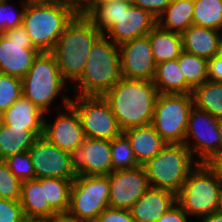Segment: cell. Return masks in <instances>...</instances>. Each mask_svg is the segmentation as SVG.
Returning a JSON list of instances; mask_svg holds the SVG:
<instances>
[{
  "instance_id": "cell-1",
  "label": "cell",
  "mask_w": 222,
  "mask_h": 222,
  "mask_svg": "<svg viewBox=\"0 0 222 222\" xmlns=\"http://www.w3.org/2000/svg\"><path fill=\"white\" fill-rule=\"evenodd\" d=\"M158 95L153 81L122 77L103 97L124 131L152 123Z\"/></svg>"
},
{
  "instance_id": "cell-2",
  "label": "cell",
  "mask_w": 222,
  "mask_h": 222,
  "mask_svg": "<svg viewBox=\"0 0 222 222\" xmlns=\"http://www.w3.org/2000/svg\"><path fill=\"white\" fill-rule=\"evenodd\" d=\"M87 17L102 34L118 45L147 35L157 25L154 16L134 6L131 0L99 3Z\"/></svg>"
},
{
  "instance_id": "cell-3",
  "label": "cell",
  "mask_w": 222,
  "mask_h": 222,
  "mask_svg": "<svg viewBox=\"0 0 222 222\" xmlns=\"http://www.w3.org/2000/svg\"><path fill=\"white\" fill-rule=\"evenodd\" d=\"M101 35L93 22L82 13H78L65 27L51 53L66 82H76L81 77L92 45Z\"/></svg>"
},
{
  "instance_id": "cell-4",
  "label": "cell",
  "mask_w": 222,
  "mask_h": 222,
  "mask_svg": "<svg viewBox=\"0 0 222 222\" xmlns=\"http://www.w3.org/2000/svg\"><path fill=\"white\" fill-rule=\"evenodd\" d=\"M121 78L119 45L102 34L92 45L84 71L71 91L80 96H103Z\"/></svg>"
},
{
  "instance_id": "cell-5",
  "label": "cell",
  "mask_w": 222,
  "mask_h": 222,
  "mask_svg": "<svg viewBox=\"0 0 222 222\" xmlns=\"http://www.w3.org/2000/svg\"><path fill=\"white\" fill-rule=\"evenodd\" d=\"M79 12L69 2H28L22 26L27 31L33 47L40 53L52 52L65 27Z\"/></svg>"
},
{
  "instance_id": "cell-6",
  "label": "cell",
  "mask_w": 222,
  "mask_h": 222,
  "mask_svg": "<svg viewBox=\"0 0 222 222\" xmlns=\"http://www.w3.org/2000/svg\"><path fill=\"white\" fill-rule=\"evenodd\" d=\"M67 87L51 52L39 53L29 72L22 78V96L29 99L45 116L50 112V105L60 92L63 106L70 105L71 97L62 92H68Z\"/></svg>"
},
{
  "instance_id": "cell-7",
  "label": "cell",
  "mask_w": 222,
  "mask_h": 222,
  "mask_svg": "<svg viewBox=\"0 0 222 222\" xmlns=\"http://www.w3.org/2000/svg\"><path fill=\"white\" fill-rule=\"evenodd\" d=\"M196 165L197 159H194L184 143H168L142 166L150 187L168 190L177 195Z\"/></svg>"
},
{
  "instance_id": "cell-8",
  "label": "cell",
  "mask_w": 222,
  "mask_h": 222,
  "mask_svg": "<svg viewBox=\"0 0 222 222\" xmlns=\"http://www.w3.org/2000/svg\"><path fill=\"white\" fill-rule=\"evenodd\" d=\"M221 187L216 169L211 164L198 163L176 195V203L189 217L202 218L218 211Z\"/></svg>"
},
{
  "instance_id": "cell-9",
  "label": "cell",
  "mask_w": 222,
  "mask_h": 222,
  "mask_svg": "<svg viewBox=\"0 0 222 222\" xmlns=\"http://www.w3.org/2000/svg\"><path fill=\"white\" fill-rule=\"evenodd\" d=\"M193 106L192 94L159 93L151 124L167 144L184 143Z\"/></svg>"
},
{
  "instance_id": "cell-10",
  "label": "cell",
  "mask_w": 222,
  "mask_h": 222,
  "mask_svg": "<svg viewBox=\"0 0 222 222\" xmlns=\"http://www.w3.org/2000/svg\"><path fill=\"white\" fill-rule=\"evenodd\" d=\"M109 190L108 175H77L71 185L68 212L79 222H95L109 207Z\"/></svg>"
},
{
  "instance_id": "cell-11",
  "label": "cell",
  "mask_w": 222,
  "mask_h": 222,
  "mask_svg": "<svg viewBox=\"0 0 222 222\" xmlns=\"http://www.w3.org/2000/svg\"><path fill=\"white\" fill-rule=\"evenodd\" d=\"M74 95L76 97L71 98L70 105L80 118L85 137L111 141L123 132L103 96Z\"/></svg>"
},
{
  "instance_id": "cell-12",
  "label": "cell",
  "mask_w": 222,
  "mask_h": 222,
  "mask_svg": "<svg viewBox=\"0 0 222 222\" xmlns=\"http://www.w3.org/2000/svg\"><path fill=\"white\" fill-rule=\"evenodd\" d=\"M219 118L193 106L188 117L184 144L198 163L212 164L219 157ZM194 139V141H190Z\"/></svg>"
},
{
  "instance_id": "cell-13",
  "label": "cell",
  "mask_w": 222,
  "mask_h": 222,
  "mask_svg": "<svg viewBox=\"0 0 222 222\" xmlns=\"http://www.w3.org/2000/svg\"><path fill=\"white\" fill-rule=\"evenodd\" d=\"M40 52L20 25L0 35V73L22 79Z\"/></svg>"
},
{
  "instance_id": "cell-14",
  "label": "cell",
  "mask_w": 222,
  "mask_h": 222,
  "mask_svg": "<svg viewBox=\"0 0 222 222\" xmlns=\"http://www.w3.org/2000/svg\"><path fill=\"white\" fill-rule=\"evenodd\" d=\"M28 153L34 166L36 179L53 177L74 180L77 177L75 156L58 148L44 135L34 140Z\"/></svg>"
},
{
  "instance_id": "cell-15",
  "label": "cell",
  "mask_w": 222,
  "mask_h": 222,
  "mask_svg": "<svg viewBox=\"0 0 222 222\" xmlns=\"http://www.w3.org/2000/svg\"><path fill=\"white\" fill-rule=\"evenodd\" d=\"M108 176L110 208L130 210L150 188L143 166L112 171Z\"/></svg>"
},
{
  "instance_id": "cell-16",
  "label": "cell",
  "mask_w": 222,
  "mask_h": 222,
  "mask_svg": "<svg viewBox=\"0 0 222 222\" xmlns=\"http://www.w3.org/2000/svg\"><path fill=\"white\" fill-rule=\"evenodd\" d=\"M119 52L123 78L153 81L157 65L148 35L121 43Z\"/></svg>"
},
{
  "instance_id": "cell-17",
  "label": "cell",
  "mask_w": 222,
  "mask_h": 222,
  "mask_svg": "<svg viewBox=\"0 0 222 222\" xmlns=\"http://www.w3.org/2000/svg\"><path fill=\"white\" fill-rule=\"evenodd\" d=\"M65 109L66 113L60 111L54 123H47L44 118L43 135L61 150L75 156L86 137L75 109L71 105Z\"/></svg>"
},
{
  "instance_id": "cell-18",
  "label": "cell",
  "mask_w": 222,
  "mask_h": 222,
  "mask_svg": "<svg viewBox=\"0 0 222 222\" xmlns=\"http://www.w3.org/2000/svg\"><path fill=\"white\" fill-rule=\"evenodd\" d=\"M77 175H109L113 171L111 141L86 137L75 155Z\"/></svg>"
},
{
  "instance_id": "cell-19",
  "label": "cell",
  "mask_w": 222,
  "mask_h": 222,
  "mask_svg": "<svg viewBox=\"0 0 222 222\" xmlns=\"http://www.w3.org/2000/svg\"><path fill=\"white\" fill-rule=\"evenodd\" d=\"M176 204V195L168 190L150 187L130 209L135 222H156Z\"/></svg>"
},
{
  "instance_id": "cell-20",
  "label": "cell",
  "mask_w": 222,
  "mask_h": 222,
  "mask_svg": "<svg viewBox=\"0 0 222 222\" xmlns=\"http://www.w3.org/2000/svg\"><path fill=\"white\" fill-rule=\"evenodd\" d=\"M45 114L29 99L21 96L1 115V122L8 126L26 128L36 137L44 133Z\"/></svg>"
},
{
  "instance_id": "cell-21",
  "label": "cell",
  "mask_w": 222,
  "mask_h": 222,
  "mask_svg": "<svg viewBox=\"0 0 222 222\" xmlns=\"http://www.w3.org/2000/svg\"><path fill=\"white\" fill-rule=\"evenodd\" d=\"M219 30L191 25L182 36L183 51L209 60L220 54Z\"/></svg>"
},
{
  "instance_id": "cell-22",
  "label": "cell",
  "mask_w": 222,
  "mask_h": 222,
  "mask_svg": "<svg viewBox=\"0 0 222 222\" xmlns=\"http://www.w3.org/2000/svg\"><path fill=\"white\" fill-rule=\"evenodd\" d=\"M130 141L134 156L140 166L151 160L167 144L152 124L132 127L123 131Z\"/></svg>"
},
{
  "instance_id": "cell-23",
  "label": "cell",
  "mask_w": 222,
  "mask_h": 222,
  "mask_svg": "<svg viewBox=\"0 0 222 222\" xmlns=\"http://www.w3.org/2000/svg\"><path fill=\"white\" fill-rule=\"evenodd\" d=\"M20 204L27 220H43L55 212L45 202L44 186L37 179L21 184Z\"/></svg>"
},
{
  "instance_id": "cell-24",
  "label": "cell",
  "mask_w": 222,
  "mask_h": 222,
  "mask_svg": "<svg viewBox=\"0 0 222 222\" xmlns=\"http://www.w3.org/2000/svg\"><path fill=\"white\" fill-rule=\"evenodd\" d=\"M147 35L156 65L179 58L183 51L180 33L167 31L156 25Z\"/></svg>"
},
{
  "instance_id": "cell-25",
  "label": "cell",
  "mask_w": 222,
  "mask_h": 222,
  "mask_svg": "<svg viewBox=\"0 0 222 222\" xmlns=\"http://www.w3.org/2000/svg\"><path fill=\"white\" fill-rule=\"evenodd\" d=\"M153 83L159 93L192 94V89L186 84L177 59L158 64Z\"/></svg>"
},
{
  "instance_id": "cell-26",
  "label": "cell",
  "mask_w": 222,
  "mask_h": 222,
  "mask_svg": "<svg viewBox=\"0 0 222 222\" xmlns=\"http://www.w3.org/2000/svg\"><path fill=\"white\" fill-rule=\"evenodd\" d=\"M193 11V0H172L157 18V25L164 30L182 34L193 25Z\"/></svg>"
},
{
  "instance_id": "cell-27",
  "label": "cell",
  "mask_w": 222,
  "mask_h": 222,
  "mask_svg": "<svg viewBox=\"0 0 222 222\" xmlns=\"http://www.w3.org/2000/svg\"><path fill=\"white\" fill-rule=\"evenodd\" d=\"M37 137L26 128L8 126L0 124V160L22 153L28 152Z\"/></svg>"
},
{
  "instance_id": "cell-28",
  "label": "cell",
  "mask_w": 222,
  "mask_h": 222,
  "mask_svg": "<svg viewBox=\"0 0 222 222\" xmlns=\"http://www.w3.org/2000/svg\"><path fill=\"white\" fill-rule=\"evenodd\" d=\"M44 186L45 202L55 213L68 212L70 206V191L73 180L60 178H38Z\"/></svg>"
},
{
  "instance_id": "cell-29",
  "label": "cell",
  "mask_w": 222,
  "mask_h": 222,
  "mask_svg": "<svg viewBox=\"0 0 222 222\" xmlns=\"http://www.w3.org/2000/svg\"><path fill=\"white\" fill-rule=\"evenodd\" d=\"M193 104L216 118H222V83L205 81L192 90Z\"/></svg>"
},
{
  "instance_id": "cell-30",
  "label": "cell",
  "mask_w": 222,
  "mask_h": 222,
  "mask_svg": "<svg viewBox=\"0 0 222 222\" xmlns=\"http://www.w3.org/2000/svg\"><path fill=\"white\" fill-rule=\"evenodd\" d=\"M177 60L186 84L192 90L208 80L207 59L182 51Z\"/></svg>"
},
{
  "instance_id": "cell-31",
  "label": "cell",
  "mask_w": 222,
  "mask_h": 222,
  "mask_svg": "<svg viewBox=\"0 0 222 222\" xmlns=\"http://www.w3.org/2000/svg\"><path fill=\"white\" fill-rule=\"evenodd\" d=\"M193 25L222 30V0H193Z\"/></svg>"
},
{
  "instance_id": "cell-32",
  "label": "cell",
  "mask_w": 222,
  "mask_h": 222,
  "mask_svg": "<svg viewBox=\"0 0 222 222\" xmlns=\"http://www.w3.org/2000/svg\"><path fill=\"white\" fill-rule=\"evenodd\" d=\"M111 159L113 171L140 166L134 156L130 141L123 132L111 140Z\"/></svg>"
},
{
  "instance_id": "cell-33",
  "label": "cell",
  "mask_w": 222,
  "mask_h": 222,
  "mask_svg": "<svg viewBox=\"0 0 222 222\" xmlns=\"http://www.w3.org/2000/svg\"><path fill=\"white\" fill-rule=\"evenodd\" d=\"M22 96V79L0 73V115Z\"/></svg>"
},
{
  "instance_id": "cell-34",
  "label": "cell",
  "mask_w": 222,
  "mask_h": 222,
  "mask_svg": "<svg viewBox=\"0 0 222 222\" xmlns=\"http://www.w3.org/2000/svg\"><path fill=\"white\" fill-rule=\"evenodd\" d=\"M22 181L9 169L4 160H0V198L20 200Z\"/></svg>"
},
{
  "instance_id": "cell-35",
  "label": "cell",
  "mask_w": 222,
  "mask_h": 222,
  "mask_svg": "<svg viewBox=\"0 0 222 222\" xmlns=\"http://www.w3.org/2000/svg\"><path fill=\"white\" fill-rule=\"evenodd\" d=\"M10 171L22 182L36 179V173L28 152L14 154L4 160Z\"/></svg>"
},
{
  "instance_id": "cell-36",
  "label": "cell",
  "mask_w": 222,
  "mask_h": 222,
  "mask_svg": "<svg viewBox=\"0 0 222 222\" xmlns=\"http://www.w3.org/2000/svg\"><path fill=\"white\" fill-rule=\"evenodd\" d=\"M27 1H22V8L18 12L10 6L8 0H0V34L6 30L22 25L23 14L26 8ZM13 14V15H12Z\"/></svg>"
},
{
  "instance_id": "cell-37",
  "label": "cell",
  "mask_w": 222,
  "mask_h": 222,
  "mask_svg": "<svg viewBox=\"0 0 222 222\" xmlns=\"http://www.w3.org/2000/svg\"><path fill=\"white\" fill-rule=\"evenodd\" d=\"M26 220L19 200L0 198V222H24Z\"/></svg>"
},
{
  "instance_id": "cell-38",
  "label": "cell",
  "mask_w": 222,
  "mask_h": 222,
  "mask_svg": "<svg viewBox=\"0 0 222 222\" xmlns=\"http://www.w3.org/2000/svg\"><path fill=\"white\" fill-rule=\"evenodd\" d=\"M95 222H135L130 210L106 208L103 210Z\"/></svg>"
},
{
  "instance_id": "cell-39",
  "label": "cell",
  "mask_w": 222,
  "mask_h": 222,
  "mask_svg": "<svg viewBox=\"0 0 222 222\" xmlns=\"http://www.w3.org/2000/svg\"><path fill=\"white\" fill-rule=\"evenodd\" d=\"M134 6L148 11L156 19L166 10L172 0H131Z\"/></svg>"
},
{
  "instance_id": "cell-40",
  "label": "cell",
  "mask_w": 222,
  "mask_h": 222,
  "mask_svg": "<svg viewBox=\"0 0 222 222\" xmlns=\"http://www.w3.org/2000/svg\"><path fill=\"white\" fill-rule=\"evenodd\" d=\"M156 222H188L187 213L176 203Z\"/></svg>"
},
{
  "instance_id": "cell-41",
  "label": "cell",
  "mask_w": 222,
  "mask_h": 222,
  "mask_svg": "<svg viewBox=\"0 0 222 222\" xmlns=\"http://www.w3.org/2000/svg\"><path fill=\"white\" fill-rule=\"evenodd\" d=\"M208 80L222 83V55L218 54L208 60Z\"/></svg>"
},
{
  "instance_id": "cell-42",
  "label": "cell",
  "mask_w": 222,
  "mask_h": 222,
  "mask_svg": "<svg viewBox=\"0 0 222 222\" xmlns=\"http://www.w3.org/2000/svg\"><path fill=\"white\" fill-rule=\"evenodd\" d=\"M41 222H79V221L69 212H64V213H54L50 217L41 220Z\"/></svg>"
},
{
  "instance_id": "cell-43",
  "label": "cell",
  "mask_w": 222,
  "mask_h": 222,
  "mask_svg": "<svg viewBox=\"0 0 222 222\" xmlns=\"http://www.w3.org/2000/svg\"><path fill=\"white\" fill-rule=\"evenodd\" d=\"M199 219L200 222H222V212L218 210Z\"/></svg>"
},
{
  "instance_id": "cell-44",
  "label": "cell",
  "mask_w": 222,
  "mask_h": 222,
  "mask_svg": "<svg viewBox=\"0 0 222 222\" xmlns=\"http://www.w3.org/2000/svg\"><path fill=\"white\" fill-rule=\"evenodd\" d=\"M93 0H68V2L81 13Z\"/></svg>"
},
{
  "instance_id": "cell-45",
  "label": "cell",
  "mask_w": 222,
  "mask_h": 222,
  "mask_svg": "<svg viewBox=\"0 0 222 222\" xmlns=\"http://www.w3.org/2000/svg\"><path fill=\"white\" fill-rule=\"evenodd\" d=\"M117 0H93L81 13L88 15L99 3H108Z\"/></svg>"
},
{
  "instance_id": "cell-46",
  "label": "cell",
  "mask_w": 222,
  "mask_h": 222,
  "mask_svg": "<svg viewBox=\"0 0 222 222\" xmlns=\"http://www.w3.org/2000/svg\"><path fill=\"white\" fill-rule=\"evenodd\" d=\"M211 165L216 169L222 180V155H220Z\"/></svg>"
},
{
  "instance_id": "cell-47",
  "label": "cell",
  "mask_w": 222,
  "mask_h": 222,
  "mask_svg": "<svg viewBox=\"0 0 222 222\" xmlns=\"http://www.w3.org/2000/svg\"><path fill=\"white\" fill-rule=\"evenodd\" d=\"M218 130H219V138H220V142H219V156H220L222 155V118L219 119Z\"/></svg>"
},
{
  "instance_id": "cell-48",
  "label": "cell",
  "mask_w": 222,
  "mask_h": 222,
  "mask_svg": "<svg viewBox=\"0 0 222 222\" xmlns=\"http://www.w3.org/2000/svg\"><path fill=\"white\" fill-rule=\"evenodd\" d=\"M28 2L34 3H58V2H68V0H26Z\"/></svg>"
},
{
  "instance_id": "cell-49",
  "label": "cell",
  "mask_w": 222,
  "mask_h": 222,
  "mask_svg": "<svg viewBox=\"0 0 222 222\" xmlns=\"http://www.w3.org/2000/svg\"><path fill=\"white\" fill-rule=\"evenodd\" d=\"M218 210L222 212V187H221V190H220L219 208H218Z\"/></svg>"
},
{
  "instance_id": "cell-50",
  "label": "cell",
  "mask_w": 222,
  "mask_h": 222,
  "mask_svg": "<svg viewBox=\"0 0 222 222\" xmlns=\"http://www.w3.org/2000/svg\"><path fill=\"white\" fill-rule=\"evenodd\" d=\"M220 54L222 55V36H221V40H220Z\"/></svg>"
},
{
  "instance_id": "cell-51",
  "label": "cell",
  "mask_w": 222,
  "mask_h": 222,
  "mask_svg": "<svg viewBox=\"0 0 222 222\" xmlns=\"http://www.w3.org/2000/svg\"><path fill=\"white\" fill-rule=\"evenodd\" d=\"M24 222H41L40 220H25Z\"/></svg>"
}]
</instances>
